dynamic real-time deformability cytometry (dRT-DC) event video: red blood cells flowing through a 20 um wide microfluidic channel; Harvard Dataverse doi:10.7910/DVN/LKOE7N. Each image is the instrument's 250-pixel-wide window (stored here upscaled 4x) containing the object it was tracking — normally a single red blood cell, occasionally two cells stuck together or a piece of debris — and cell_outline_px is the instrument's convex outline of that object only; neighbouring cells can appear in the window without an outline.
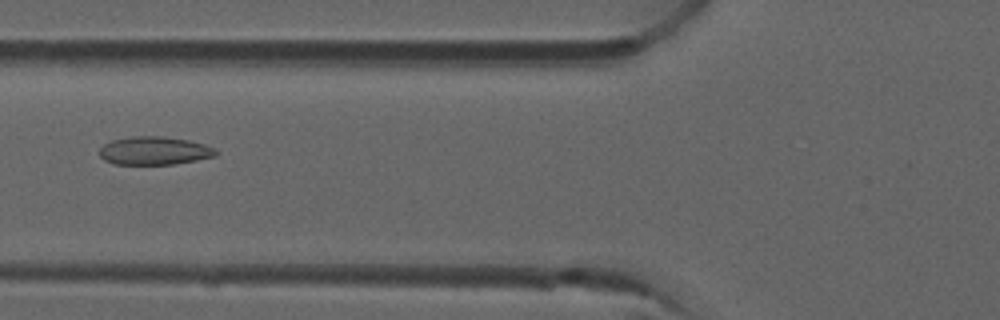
{"species": "common noctule bat (a hibernating species)", "species_latin": "Nyctalus noctula", "temperature_condition": "room temperature", "stored_images_in_passage": 8, "camera_frame_rate_fps": 3000, "um_per_image_px": 0.085, "animal": {"sex": "male", "forearm_length_mm": 52.5}, "frame": {"image": 1, "passage_image": 6, "time_ms": 1.667, "image_size_px": [1000, 320], "cell_outline_px": [[216, 156], [196, 160], [172, 164], [116, 164], [104, 160], [100, 156], [100, 148], [104, 144], [112, 140], [132, 136], [160, 136], [188, 140], [204, 144], [216, 148]], "centroid_in_image_um": [13.12, 12.81], "position_along_channel_um": 112.7, "area_um2": 19.02}}
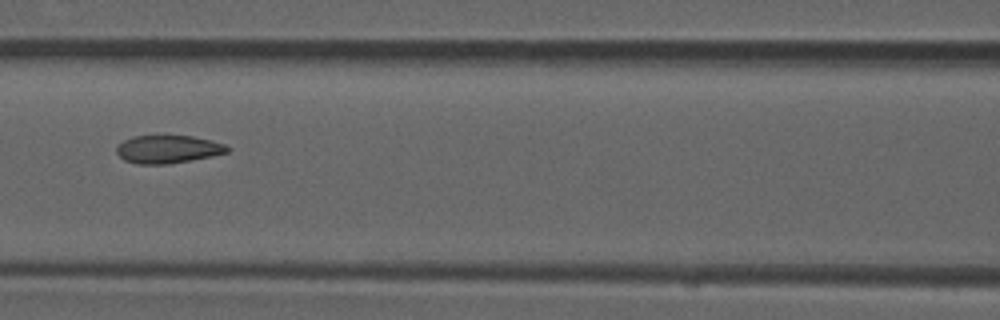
{"frame": {"image": 2, "passage_image": 7, "time_ms": 2.0, "image_size_px": [1000, 320], "cell_outline_px": [[232, 148], [228, 152], [212, 156], [192, 160], [168, 164], [136, 164], [124, 160], [116, 152], [116, 148], [124, 140], [132, 136], [192, 136], [212, 140], [224, 144]], "centroid_in_image_um": [14.3, 12.69], "position_along_channel_um": 152.3, "area_um2": 18.09}}
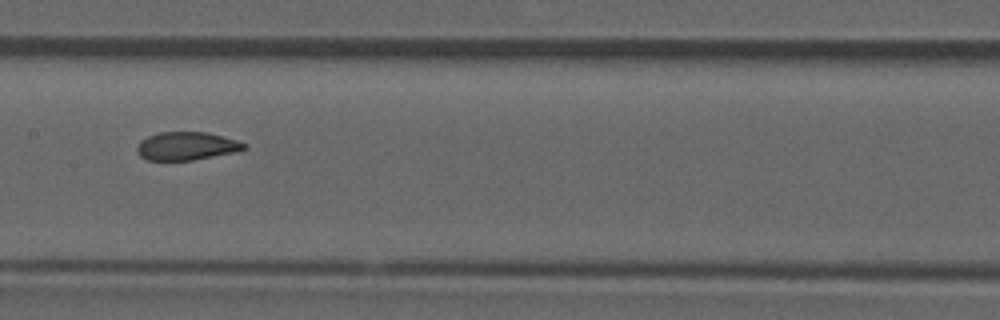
{"frame": {"image": 3, "passage_image": 8, "time_ms": 2.333, "image_size_px": [1000, 320], "cell_outline_px": [[248, 148], [236, 152], [192, 160], [148, 160], [140, 156], [136, 152], [136, 148], [140, 140], [148, 136], [160, 132], [208, 132], [236, 140], [248, 144]], "centroid_in_image_um": [15.86, 12.41], "position_along_channel_um": 191.5, "area_um2": 17.69}}